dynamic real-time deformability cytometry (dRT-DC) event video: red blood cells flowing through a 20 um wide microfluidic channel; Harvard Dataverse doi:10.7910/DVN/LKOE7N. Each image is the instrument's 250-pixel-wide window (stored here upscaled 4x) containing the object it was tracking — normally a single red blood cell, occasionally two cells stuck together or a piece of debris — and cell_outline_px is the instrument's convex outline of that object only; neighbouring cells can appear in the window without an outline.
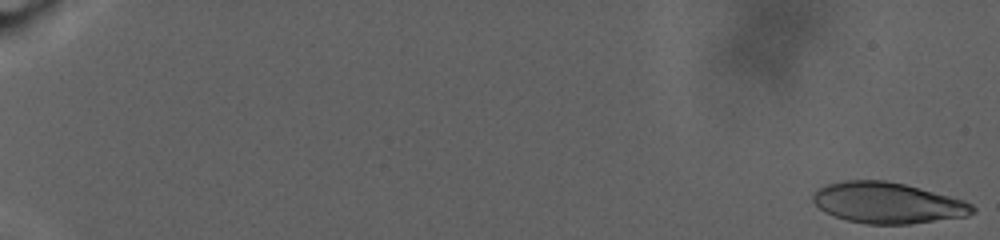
{"species": "human", "species_latin": "Homo sapiens", "temperature_condition": "warm", "stored_images_in_passage": 89, "camera_frame_rate_fps": 3000, "um_per_image_px": 0.085, "donor": {"sex": "male"}, "frame": {"image": 1, "passage_image": 1, "time_ms": 0.0, "image_size_px": [1000, 240], "cell_outline_px": [[976, 212], [968, 216], [908, 224], [864, 224], [848, 220], [824, 212], [812, 200], [812, 196], [820, 188], [828, 184], [844, 180], [884, 180], [904, 184], [920, 188], [964, 200], [972, 204], [976, 208]], "centroid_in_image_um": [75.47, 17.25], "position_along_channel_um": 9.5, "area_um2": 37.92}}
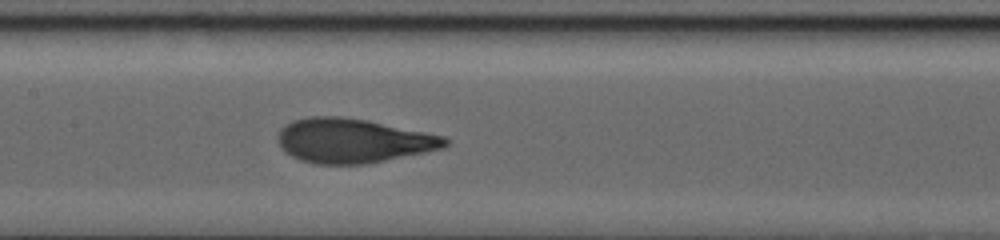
{"frame": {"image": 2, "passage_image": 52, "time_ms": 17.0, "image_size_px": [1000, 240], "cell_outline_px": [[448, 144], [444, 148], [368, 164], [316, 164], [300, 160], [284, 152], [280, 148], [276, 140], [280, 128], [284, 124], [292, 120], [312, 116], [340, 116], [368, 120], [444, 136], [448, 140]], "centroid_in_image_um": [29.95, 11.96], "position_along_channel_um": 177.4, "area_um2": 43.52}}
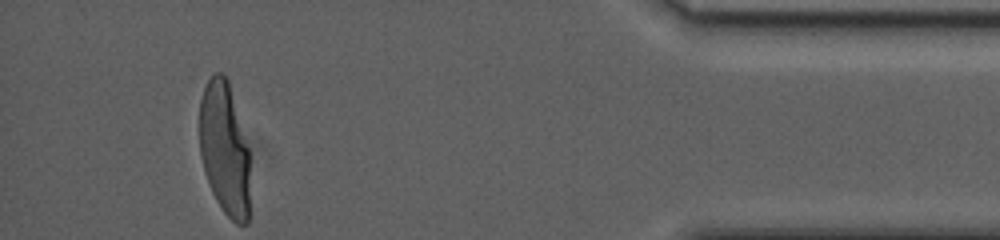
{"frame": {"image": 3, "passage_image": 88, "time_ms": 29.0, "image_size_px": [1000, 240], "cell_outline_px": [[248, 224], [236, 224], [224, 212], [216, 200], [212, 192], [204, 172], [200, 156], [200, 100], [204, 88], [212, 72], [220, 72], [228, 80], [248, 148]], "centroid_in_image_um": [19.06, 12.64], "position_along_channel_um": 416.1, "area_um2": 38.78}, "authors_computed_cell_mechanics": {"area_um2": 40.8068, "velocity_mm_per_s": 2.3603, "shape_relaxation_time_tau1_ms": 9.9749, "shape_relaxation_time_tau2_ms": null, "deformation_change_tau1": 0.2904, "deformation_change_tau2": null}}